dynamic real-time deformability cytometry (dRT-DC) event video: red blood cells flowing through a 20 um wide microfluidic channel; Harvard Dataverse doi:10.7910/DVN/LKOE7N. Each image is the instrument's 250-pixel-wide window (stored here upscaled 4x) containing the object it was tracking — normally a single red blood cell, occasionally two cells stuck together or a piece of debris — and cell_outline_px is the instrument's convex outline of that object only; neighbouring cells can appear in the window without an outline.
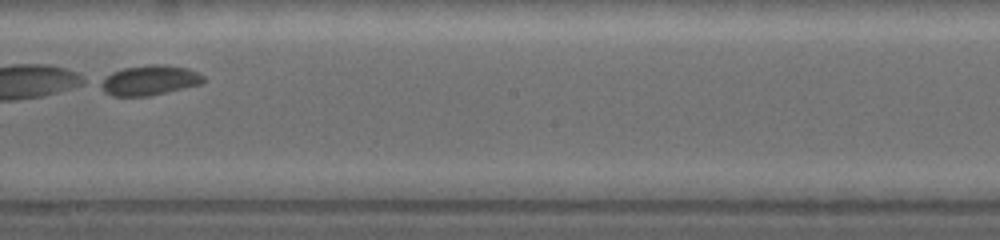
{"species": "common noctule bat (a hibernating species)", "species_latin": "Nyctalus noctula", "temperature_condition": "warm", "stored_images_in_passage": 15, "camera_frame_rate_fps": 5000, "um_per_image_px": 0.085, "animal": {"sex": "female", "body_mass_g": 19.0, "forearm_length_mm": 53.3}, "frame": {"image": 1, "passage_image": 15, "time_ms": 4.0, "image_size_px": [1000, 240], "cell_outline_px": [[204, 80], [200, 84], [148, 96], [112, 96], [104, 92], [96, 84], [100, 80], [112, 72], [124, 68], [156, 64], [164, 64], [184, 68], [196, 72], [204, 76]], "centroid_in_image_um": [12.62, 6.83], "position_along_channel_um": 235.6, "area_um2": 17.8}}